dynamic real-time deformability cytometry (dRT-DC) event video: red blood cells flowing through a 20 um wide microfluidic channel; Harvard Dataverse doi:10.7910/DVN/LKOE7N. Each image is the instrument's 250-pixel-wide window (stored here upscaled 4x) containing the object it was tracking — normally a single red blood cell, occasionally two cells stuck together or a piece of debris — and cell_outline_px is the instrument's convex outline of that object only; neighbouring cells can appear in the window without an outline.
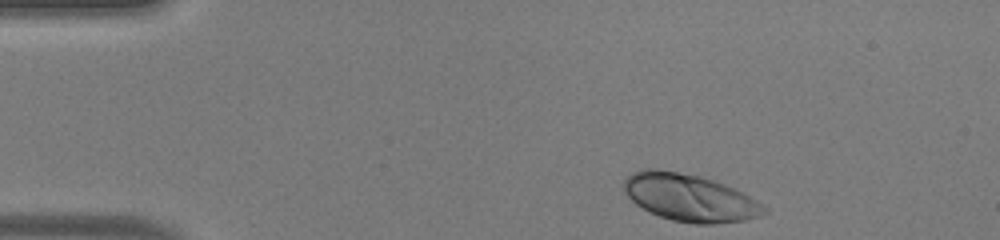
{"species": "human", "species_latin": "Homo sapiens", "temperature_condition": "warm", "stored_images_in_passage": 38, "camera_frame_rate_fps": 3000, "um_per_image_px": 0.085, "donor": {"sex": "male"}, "frame": {"image": 1, "passage_image": 1, "time_ms": 0.0, "image_size_px": [1000, 240], "cell_outline_px": [[768, 212], [760, 216], [744, 220], [716, 224], [696, 224], [672, 220], [660, 216], [636, 204], [628, 196], [624, 188], [624, 180], [632, 172], [640, 168], [656, 168], [700, 176], [724, 184], [764, 204], [768, 208]], "centroid_in_image_um": [58.63, 16.8], "position_along_channel_um": 26.4, "area_um2": 38.44}}
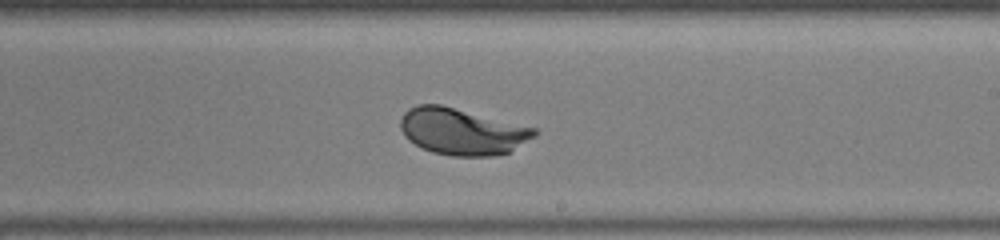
{"frame": {"image": 2, "passage_image": 23, "time_ms": 7.333, "image_size_px": [1000, 240], "cell_outline_px": [[540, 132], [536, 136], [508, 152], [492, 156], [452, 156], [432, 152], [408, 140], [404, 136], [400, 128], [400, 120], [404, 112], [408, 108], [416, 104], [440, 104], [536, 128]], "centroid_in_image_um": [39.26, 11.17], "position_along_channel_um": 249.7, "area_um2": 36.36}}
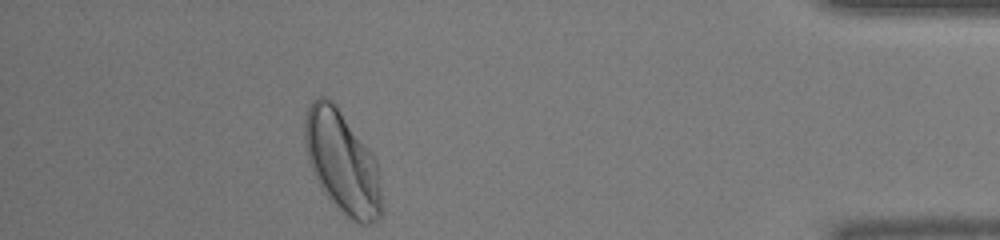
{"frame": {"image": 3, "passage_image": 38, "time_ms": 12.333, "image_size_px": [1000, 240], "cell_outline_px": [[384, 216], [380, 220], [372, 224], [360, 224], [344, 216], [332, 204], [320, 188], [312, 172], [308, 160], [304, 140], [304, 120], [308, 108], [312, 100], [320, 96], [324, 96], [332, 100], [336, 104], [372, 152], [376, 160], [380, 180], [384, 208]], "centroid_in_image_um": [29.12, 13.86], "position_along_channel_um": 406.1, "area_um2": 47.05}, "authors_computed_cell_mechanics": {"area_um2": 36.3562, "velocity_mm_per_s": 4.0829, "shape_relaxation_time_tau1_ms": 1.8456, "shape_relaxation_time_tau2_ms": null, "deformation_change_tau1": 0.1622, "deformation_change_tau2": null}}